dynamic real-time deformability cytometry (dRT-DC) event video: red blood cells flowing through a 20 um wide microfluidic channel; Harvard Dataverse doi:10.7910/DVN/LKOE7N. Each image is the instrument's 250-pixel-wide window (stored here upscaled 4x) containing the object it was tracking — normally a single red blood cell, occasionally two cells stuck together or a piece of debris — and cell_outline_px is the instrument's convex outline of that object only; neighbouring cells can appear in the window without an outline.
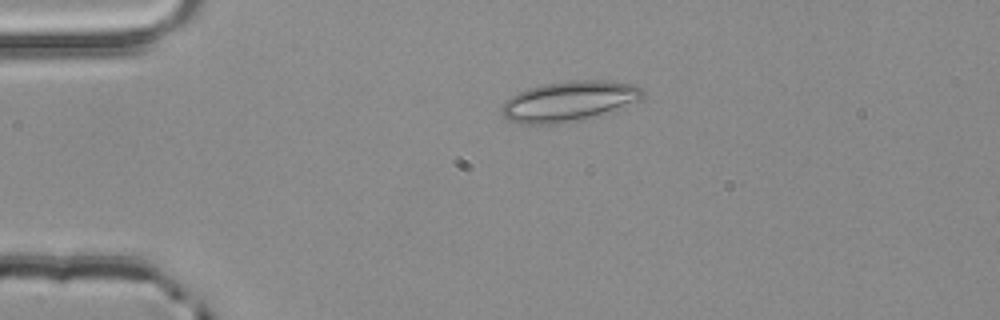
{"species": "common noctule bat (a hibernating species)", "species_latin": "Nyctalus noctula", "temperature_condition": "room temperature", "stored_images_in_passage": 1, "camera_frame_rate_fps": 3000, "um_per_image_px": 0.085, "animal": {"sex": "male", "body_mass_g": 20.4}, "frame": {"image": 1, "passage_image": 1, "time_ms": 0.0, "image_size_px": [1000, 320], "cell_outline_px": [[644, 96], [640, 100], [624, 108], [612, 112], [568, 124], [520, 124], [508, 120], [500, 112], [500, 108], [504, 100], [528, 88], [544, 84], [572, 80], [600, 80], [636, 84], [644, 92]], "centroid_in_image_um": [48.39, 8.63], "position_along_channel_um": 36.6, "area_um2": 33.76}}